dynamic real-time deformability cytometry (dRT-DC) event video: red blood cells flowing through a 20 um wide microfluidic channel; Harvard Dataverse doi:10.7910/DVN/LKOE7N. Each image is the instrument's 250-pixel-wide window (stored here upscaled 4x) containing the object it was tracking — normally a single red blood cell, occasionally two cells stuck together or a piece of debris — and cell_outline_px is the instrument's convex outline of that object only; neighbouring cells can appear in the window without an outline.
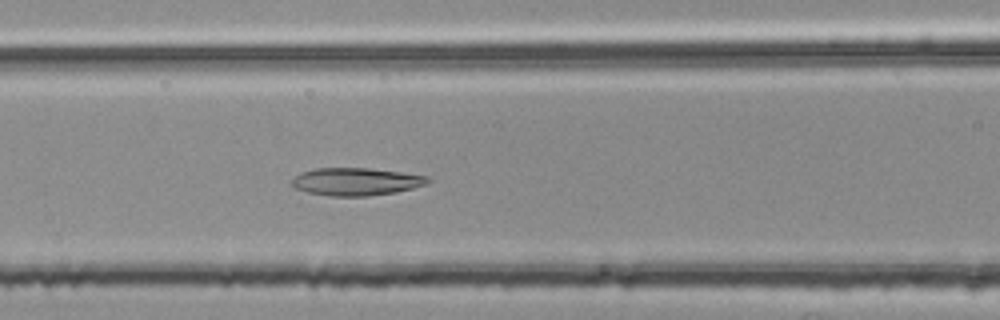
{"species": "common noctule bat (a hibernating species)", "species_latin": "Nyctalus noctula", "temperature_condition": "room temperature", "stored_images_in_passage": 51, "camera_frame_rate_fps": 3000, "um_per_image_px": 0.085, "animal": {"sex": "female", "body_mass_g": 25.1}, "frame": {"image": 1, "passage_image": 22, "time_ms": 7.0, "image_size_px": [1000, 320], "cell_outline_px": [[432, 180], [428, 184], [396, 192], [368, 196], [328, 196], [308, 192], [296, 188], [292, 184], [292, 180], [300, 172], [316, 168], [368, 168], [400, 172], [428, 176]], "centroid_in_image_um": [30.29, 15.44], "position_along_channel_um": 136.3, "area_um2": 21.91}}
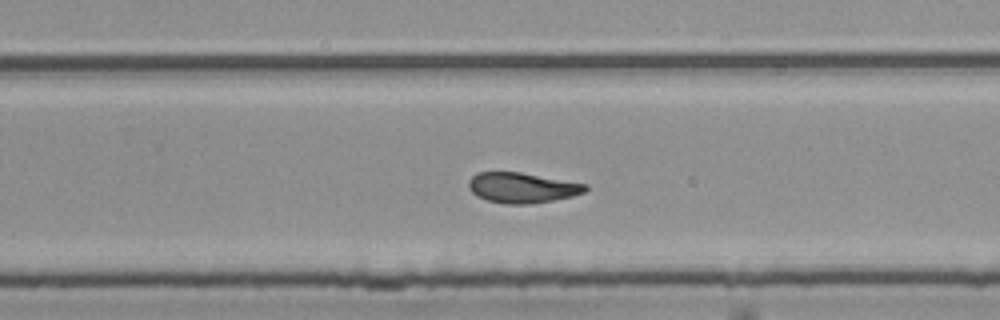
{"frame": {"image": 2, "passage_image": 34, "time_ms": 11.0, "image_size_px": [1000, 320], "cell_outline_px": [[588, 188], [584, 192], [572, 196], [552, 200], [528, 204], [504, 204], [488, 200], [476, 196], [468, 188], [468, 180], [476, 172], [520, 172], [588, 184]], "centroid_in_image_um": [44.35, 15.95], "position_along_channel_um": 285.4, "area_um2": 20.63}}
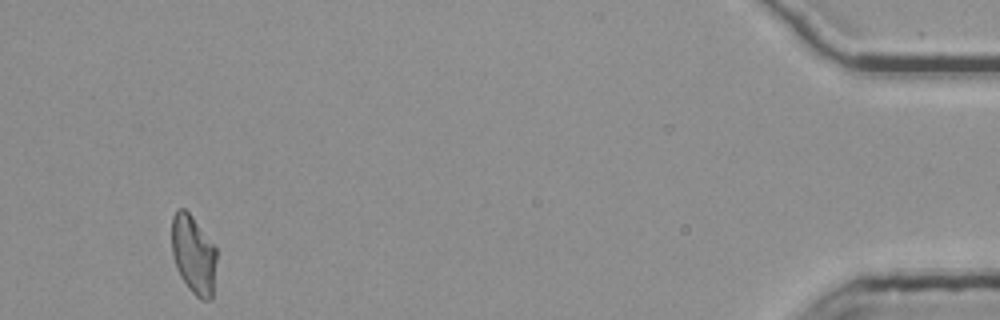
{"frame": {"image": 3, "passage_image": 51, "time_ms": 16.667, "image_size_px": [1000, 320], "cell_outline_px": [[216, 260], [212, 300], [200, 300], [188, 288], [180, 276], [176, 268], [172, 252], [172, 216], [176, 208], [184, 208], [192, 216], [216, 248]], "centroid_in_image_um": [16.44, 21.65], "position_along_channel_um": 418.8, "area_um2": 20.63}, "authors_computed_cell_mechanics": {"area_um2": 21.5016, "velocity_mm_per_s": 3.7429, "shape_relaxation_time_tau1_ms": null, "shape_relaxation_time_tau2_ms": 1.8687, "deformation_change_tau1": null, "deformation_change_tau2": 0.0898}}